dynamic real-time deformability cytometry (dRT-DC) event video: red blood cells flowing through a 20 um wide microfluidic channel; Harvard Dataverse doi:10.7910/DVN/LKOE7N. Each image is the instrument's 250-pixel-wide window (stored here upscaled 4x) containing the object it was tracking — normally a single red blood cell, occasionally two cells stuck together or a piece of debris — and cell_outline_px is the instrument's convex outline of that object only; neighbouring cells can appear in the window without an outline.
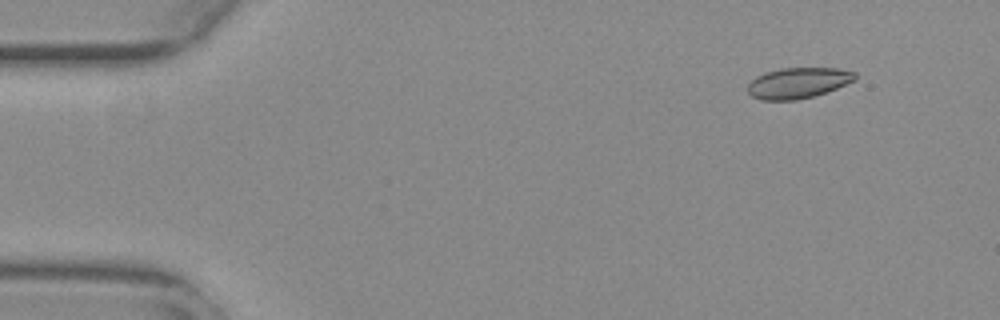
{"species": "common noctule bat (a hibernating species)", "species_latin": "Nyctalus noctula", "temperature_condition": "warm", "stored_images_in_passage": 10, "camera_frame_rate_fps": 3000, "um_per_image_px": 0.085, "animal": {"sex": "female", "body_mass_g": 29.2, "forearm_length_mm": 56.3}, "frame": {"image": 1, "passage_image": 2, "time_ms": 0.333, "image_size_px": [1000, 320], "cell_outline_px": [[856, 80], [836, 88], [812, 96], [796, 100], [760, 100], [752, 96], [748, 92], [748, 84], [756, 76], [764, 72], [780, 68], [840, 68], [856, 72]], "centroid_in_image_um": [67.83, 7.04], "position_along_channel_um": 17.2, "area_um2": 19.25}}